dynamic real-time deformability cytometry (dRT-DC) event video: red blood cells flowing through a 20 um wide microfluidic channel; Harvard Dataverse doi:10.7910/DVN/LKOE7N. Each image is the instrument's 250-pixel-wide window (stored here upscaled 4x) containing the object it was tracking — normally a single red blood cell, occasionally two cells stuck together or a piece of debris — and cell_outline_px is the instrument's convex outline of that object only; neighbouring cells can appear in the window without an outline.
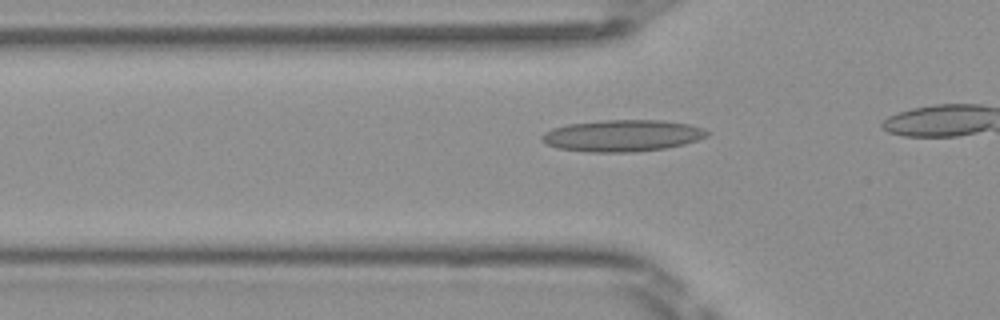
{"species": "Egyptian fruit bat (a non-hibernating species)", "species_latin": "Rousettus aegyptiacus", "temperature_condition": "room temperature", "stored_images_in_passage": 13, "camera_frame_rate_fps": 3000, "um_per_image_px": 0.085, "frame": {"image": 1, "passage_image": 8, "time_ms": 2.333, "image_size_px": [1000, 320], "cell_outline_px": [[708, 136], [684, 144], [668, 148], [636, 152], [588, 152], [556, 148], [540, 140], [540, 136], [544, 132], [552, 128], [568, 124], [604, 120], [660, 120], [688, 124], [704, 128], [708, 132]], "centroid_in_image_um": [52.88, 11.53], "position_along_channel_um": 72.9, "area_um2": 30.63}}
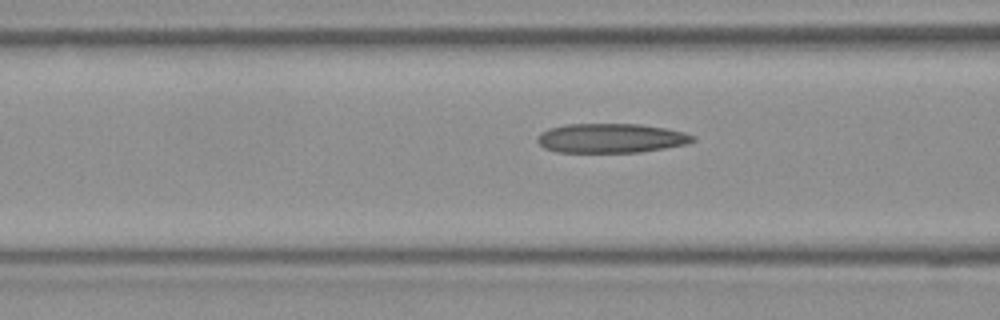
{"frame": {"image": 2, "passage_image": 11, "time_ms": 3.333, "image_size_px": [1000, 320], "cell_outline_px": [[696, 140], [688, 144], [640, 152], [556, 152], [544, 148], [536, 140], [536, 136], [540, 132], [548, 128], [564, 124], [640, 124], [664, 128], [684, 132], [696, 136]], "centroid_in_image_um": [51.91, 11.74], "position_along_channel_um": 114.7, "area_um2": 26.82}}